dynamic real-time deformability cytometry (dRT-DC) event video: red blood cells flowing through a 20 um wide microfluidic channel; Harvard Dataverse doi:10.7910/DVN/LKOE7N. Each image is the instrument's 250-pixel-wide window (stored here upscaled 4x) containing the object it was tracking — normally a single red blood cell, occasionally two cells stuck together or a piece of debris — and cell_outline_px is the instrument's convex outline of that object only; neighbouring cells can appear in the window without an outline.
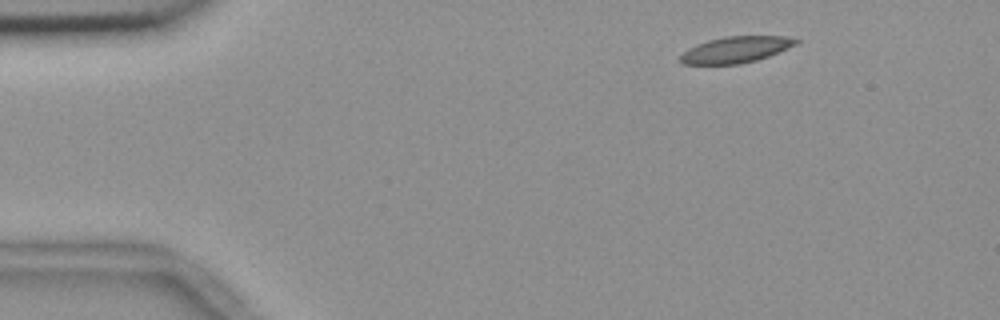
{"species": "common noctule bat (a hibernating species)", "species_latin": "Nyctalus noctula", "temperature_condition": "room temperature", "stored_images_in_passage": 5, "camera_frame_rate_fps": 3000, "um_per_image_px": 0.085, "animal": {"sex": "female", "body_mass_g": 18.4}, "frame": {"image": 1, "passage_image": 1, "time_ms": 0.0, "image_size_px": [1000, 320], "cell_outline_px": [[800, 40], [796, 44], [788, 48], [768, 56], [756, 60], [740, 64], [684, 64], [680, 60], [680, 56], [688, 48], [696, 44], [708, 40], [724, 36], [784, 36]], "centroid_in_image_um": [62.53, 4.21], "position_along_channel_um": 22.5, "area_um2": 17.57}}
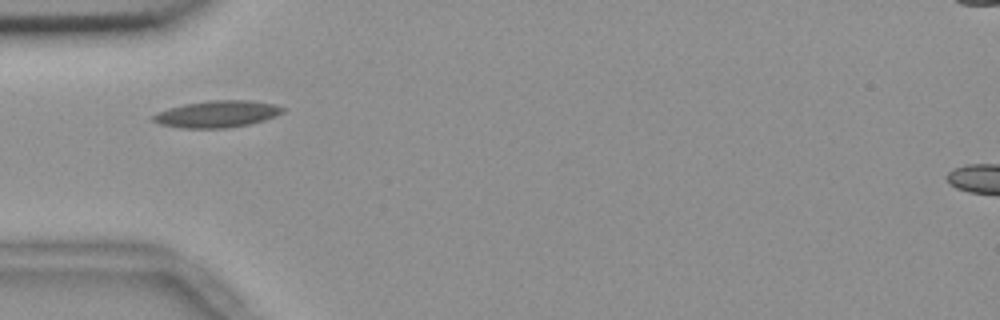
{"frame": {"image": 2, "passage_image": 4, "time_ms": 1.0, "image_size_px": [1000, 320], "cell_outline_px": [[284, 112], [276, 116], [264, 120], [248, 124], [228, 128], [180, 128], [160, 124], [152, 120], [152, 116], [156, 112], [168, 108], [184, 104], [212, 100], [248, 100], [272, 104], [284, 108]], "centroid_in_image_um": [18.42, 9.7], "position_along_channel_um": 66.6, "area_um2": 20.17}}